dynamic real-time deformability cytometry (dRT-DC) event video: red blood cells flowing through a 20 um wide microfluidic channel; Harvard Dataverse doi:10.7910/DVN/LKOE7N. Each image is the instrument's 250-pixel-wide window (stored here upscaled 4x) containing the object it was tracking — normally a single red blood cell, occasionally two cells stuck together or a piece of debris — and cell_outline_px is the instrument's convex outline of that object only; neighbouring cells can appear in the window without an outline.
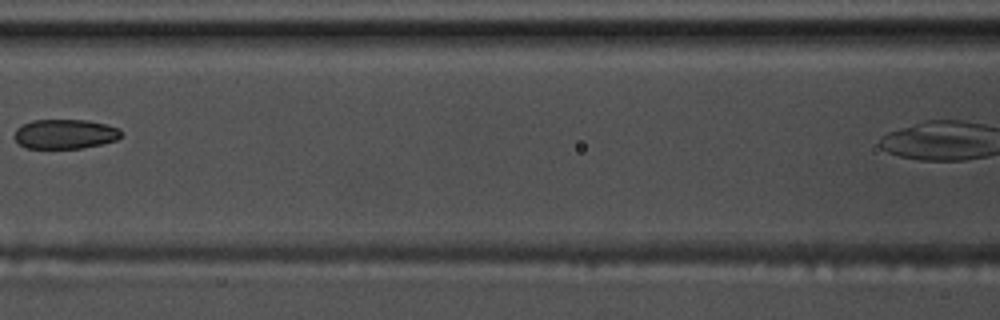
{"species": "common noctule bat (a hibernating species)", "species_latin": "Nyctalus noctula", "temperature_condition": "warm", "stored_images_in_passage": 5, "segment_of_instrument_passage": [1, 2], "camera_frame_rate_fps": 3000, "um_per_image_px": 0.085, "animal": {"sex": "male", "body_mass_g": 17.5, "forearm_length_mm": 52.3}, "frame": {"image": 1, "passage_image": 4, "time_ms": 1.0, "image_size_px": [1000, 320], "cell_outline_px": [[120, 136], [116, 140], [100, 144], [80, 148], [24, 148], [12, 136], [16, 128], [32, 120], [88, 120], [120, 128]], "centroid_in_image_um": [5.48, 11.39], "position_along_channel_um": 161.1, "area_um2": 18.32}}